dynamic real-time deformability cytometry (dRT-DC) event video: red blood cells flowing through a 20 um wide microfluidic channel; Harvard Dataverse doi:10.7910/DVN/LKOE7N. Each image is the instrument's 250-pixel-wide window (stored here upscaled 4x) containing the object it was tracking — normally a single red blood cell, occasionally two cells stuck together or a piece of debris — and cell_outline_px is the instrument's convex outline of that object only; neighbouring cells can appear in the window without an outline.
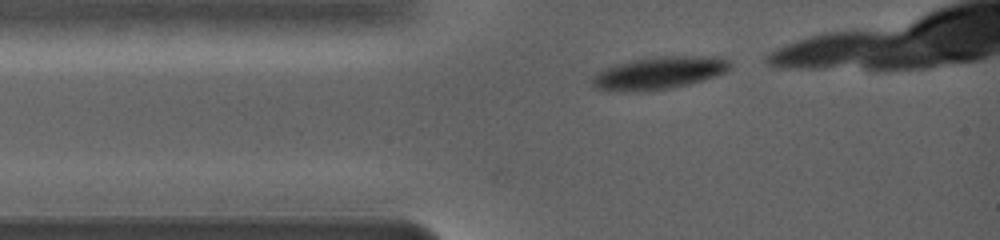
{"species": "common noctule bat (a hibernating species)", "species_latin": "Nyctalus noctula", "temperature_condition": "warm", "stored_images_in_passage": 8, "camera_frame_rate_fps": 5000, "um_per_image_px": 0.085, "animal": {"sex": "female", "body_mass_g": 19.0, "forearm_length_mm": 56.7}, "frame": {"image": 1, "passage_image": 1, "time_ms": 0.0, "image_size_px": [1000, 240], "cell_outline_px": [[732, 68], [716, 76], [704, 80], [672, 88], [644, 92], [616, 92], [596, 88], [592, 84], [592, 76], [596, 72], [604, 68], [616, 64], [632, 60], [656, 56], [728, 56], [732, 60]], "centroid_in_image_um": [56.06, 6.2], "position_along_channel_um": 28.9, "area_um2": 26.88}}
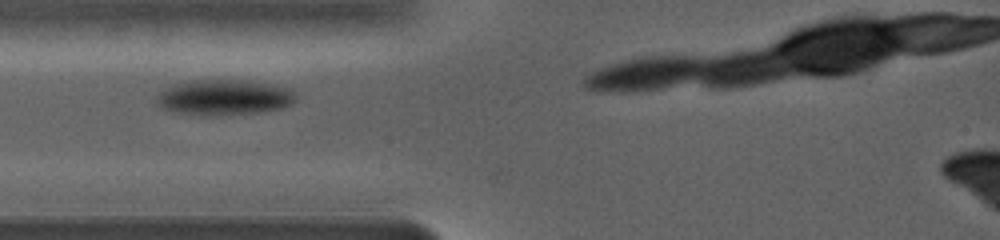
{"frame": {"image": 2, "passage_image": 5, "time_ms": 1.4, "image_size_px": [1000, 240], "cell_outline_px": [[296, 100], [292, 104], [280, 108], [260, 112], [208, 116], [204, 116], [172, 112], [160, 108], [156, 104], [156, 96], [160, 92], [172, 84], [192, 80], [244, 80], [292, 88], [296, 96]], "centroid_in_image_um": [19.01, 8.28], "position_along_channel_um": 66.0, "area_um2": 29.13}}